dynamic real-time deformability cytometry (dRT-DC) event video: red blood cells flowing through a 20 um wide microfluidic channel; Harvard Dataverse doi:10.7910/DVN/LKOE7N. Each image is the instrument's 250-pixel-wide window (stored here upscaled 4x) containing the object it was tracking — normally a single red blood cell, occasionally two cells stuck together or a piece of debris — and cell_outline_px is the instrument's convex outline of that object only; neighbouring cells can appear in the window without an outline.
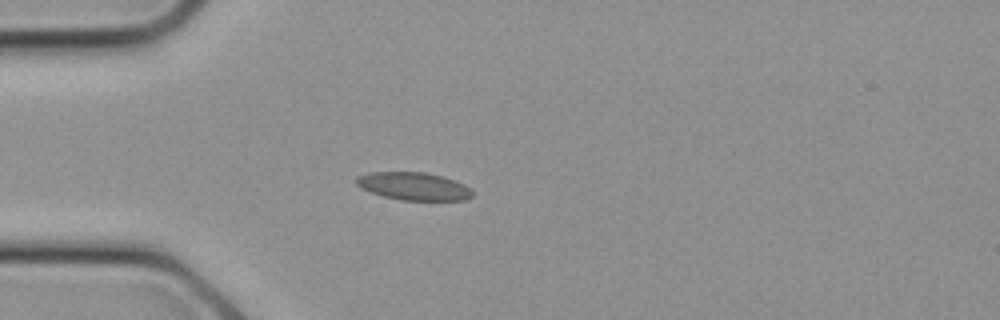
{"species": "common noctule bat (a hibernating species)", "species_latin": "Nyctalus noctula", "temperature_condition": "cold", "stored_images_in_passage": 11, "camera_frame_rate_fps": 3000, "um_per_image_px": 0.085, "animal": {"sex": "female", "body_mass_g": 21.9}, "frame": {"image": 1, "passage_image": 7, "time_ms": 2.0, "image_size_px": [1000, 320], "cell_outline_px": [[476, 192], [472, 196], [464, 200], [400, 200], [384, 196], [360, 188], [356, 184], [356, 176], [368, 172], [424, 172], [444, 176], [456, 180], [464, 184]], "centroid_in_image_um": [35.19, 15.82], "position_along_channel_um": 49.8, "area_um2": 19.02}}
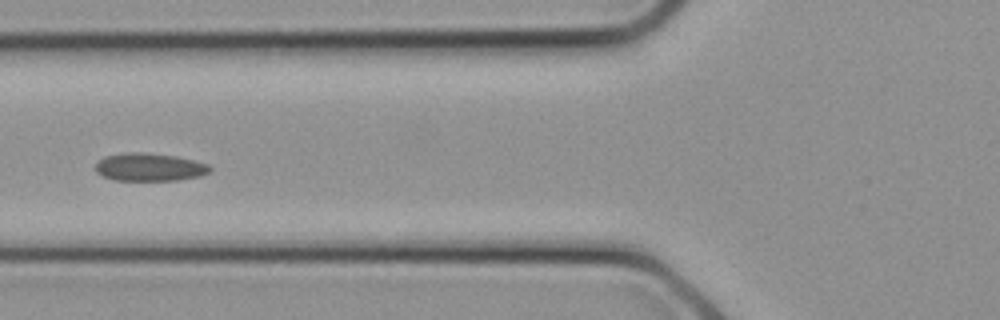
{"frame": {"image": 2, "passage_image": 10, "time_ms": 3.0, "image_size_px": [1000, 320], "cell_outline_px": [[212, 168], [208, 172], [200, 176], [176, 180], [116, 180], [104, 176], [96, 172], [96, 160], [104, 156], [124, 152], [144, 152], [176, 156], [208, 164]], "centroid_in_image_um": [12.67, 14.19], "position_along_channel_um": 113.1, "area_um2": 18.61}}